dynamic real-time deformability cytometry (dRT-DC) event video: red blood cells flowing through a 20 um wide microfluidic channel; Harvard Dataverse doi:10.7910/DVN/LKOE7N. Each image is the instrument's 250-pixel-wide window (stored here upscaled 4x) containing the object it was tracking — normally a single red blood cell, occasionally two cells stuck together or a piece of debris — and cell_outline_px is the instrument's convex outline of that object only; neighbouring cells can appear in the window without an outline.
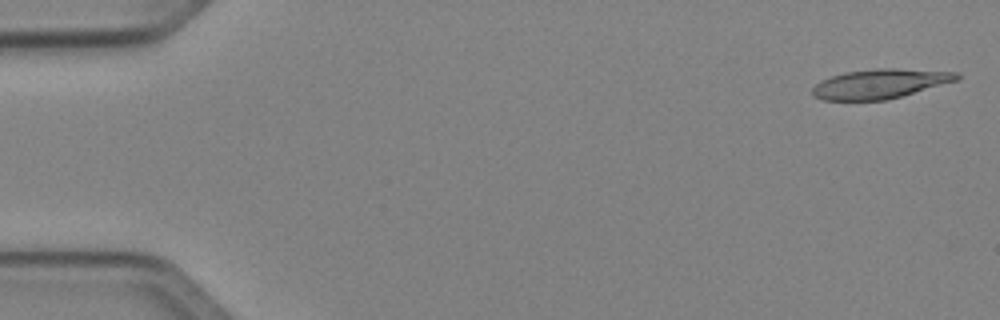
{"species": "Egyptian fruit bat (a non-hibernating species)", "species_latin": "Rousettus aegyptiacus", "temperature_condition": "cold", "stored_images_in_passage": 10, "camera_frame_rate_fps": 3000, "um_per_image_px": 0.085, "animal": {"sex": "female"}, "frame": {"image": 1, "passage_image": 1, "time_ms": 0.0, "image_size_px": [1000, 320], "cell_outline_px": [[960, 80], [888, 100], [824, 100], [812, 96], [812, 88], [820, 80], [844, 72], [876, 68], [896, 68], [960, 72]], "centroid_in_image_um": [74.84, 7.12], "position_along_channel_um": 10.2, "area_um2": 25.14}}